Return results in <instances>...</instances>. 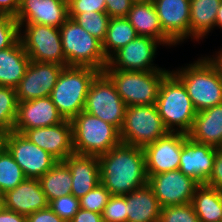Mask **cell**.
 Segmentation results:
<instances>
[{
	"label": "cell",
	"instance_id": "b9f144b4",
	"mask_svg": "<svg viewBox=\"0 0 222 222\" xmlns=\"http://www.w3.org/2000/svg\"><path fill=\"white\" fill-rule=\"evenodd\" d=\"M26 222H66L48 206L26 216Z\"/></svg>",
	"mask_w": 222,
	"mask_h": 222
},
{
	"label": "cell",
	"instance_id": "6da1fadb",
	"mask_svg": "<svg viewBox=\"0 0 222 222\" xmlns=\"http://www.w3.org/2000/svg\"><path fill=\"white\" fill-rule=\"evenodd\" d=\"M99 158L101 184L112 195H125L148 184L144 149L120 142Z\"/></svg>",
	"mask_w": 222,
	"mask_h": 222
},
{
	"label": "cell",
	"instance_id": "ac0fdd59",
	"mask_svg": "<svg viewBox=\"0 0 222 222\" xmlns=\"http://www.w3.org/2000/svg\"><path fill=\"white\" fill-rule=\"evenodd\" d=\"M50 96L18 102L17 118L13 131L23 134L26 130L47 127L63 122Z\"/></svg>",
	"mask_w": 222,
	"mask_h": 222
},
{
	"label": "cell",
	"instance_id": "ba28073f",
	"mask_svg": "<svg viewBox=\"0 0 222 222\" xmlns=\"http://www.w3.org/2000/svg\"><path fill=\"white\" fill-rule=\"evenodd\" d=\"M168 133L156 104L132 105L126 108L120 130L121 142L144 148Z\"/></svg>",
	"mask_w": 222,
	"mask_h": 222
},
{
	"label": "cell",
	"instance_id": "d6986e66",
	"mask_svg": "<svg viewBox=\"0 0 222 222\" xmlns=\"http://www.w3.org/2000/svg\"><path fill=\"white\" fill-rule=\"evenodd\" d=\"M67 0H20L15 17L18 23L49 25L59 28L68 19Z\"/></svg>",
	"mask_w": 222,
	"mask_h": 222
},
{
	"label": "cell",
	"instance_id": "816d5d0a",
	"mask_svg": "<svg viewBox=\"0 0 222 222\" xmlns=\"http://www.w3.org/2000/svg\"><path fill=\"white\" fill-rule=\"evenodd\" d=\"M220 200H221V204H222V190H220ZM222 222V220H221Z\"/></svg>",
	"mask_w": 222,
	"mask_h": 222
},
{
	"label": "cell",
	"instance_id": "4dcf8cb0",
	"mask_svg": "<svg viewBox=\"0 0 222 222\" xmlns=\"http://www.w3.org/2000/svg\"><path fill=\"white\" fill-rule=\"evenodd\" d=\"M26 179L21 167L15 162L9 151L4 148L0 151V193L13 190Z\"/></svg>",
	"mask_w": 222,
	"mask_h": 222
},
{
	"label": "cell",
	"instance_id": "f6af8a7d",
	"mask_svg": "<svg viewBox=\"0 0 222 222\" xmlns=\"http://www.w3.org/2000/svg\"><path fill=\"white\" fill-rule=\"evenodd\" d=\"M0 222H26V216L3 208L0 211Z\"/></svg>",
	"mask_w": 222,
	"mask_h": 222
},
{
	"label": "cell",
	"instance_id": "f1b7e54d",
	"mask_svg": "<svg viewBox=\"0 0 222 222\" xmlns=\"http://www.w3.org/2000/svg\"><path fill=\"white\" fill-rule=\"evenodd\" d=\"M39 182L48 202L64 195L71 194V171L63 161H58L50 170L39 178Z\"/></svg>",
	"mask_w": 222,
	"mask_h": 222
},
{
	"label": "cell",
	"instance_id": "8fae6325",
	"mask_svg": "<svg viewBox=\"0 0 222 222\" xmlns=\"http://www.w3.org/2000/svg\"><path fill=\"white\" fill-rule=\"evenodd\" d=\"M5 148L21 167L26 178L39 179L58 161L21 133H7Z\"/></svg>",
	"mask_w": 222,
	"mask_h": 222
},
{
	"label": "cell",
	"instance_id": "d6a6232c",
	"mask_svg": "<svg viewBox=\"0 0 222 222\" xmlns=\"http://www.w3.org/2000/svg\"><path fill=\"white\" fill-rule=\"evenodd\" d=\"M18 100L16 89L0 86V126L7 132L14 129L17 118Z\"/></svg>",
	"mask_w": 222,
	"mask_h": 222
},
{
	"label": "cell",
	"instance_id": "ffe728a7",
	"mask_svg": "<svg viewBox=\"0 0 222 222\" xmlns=\"http://www.w3.org/2000/svg\"><path fill=\"white\" fill-rule=\"evenodd\" d=\"M217 149L187 137L181 150L179 170L199 184H205L212 173Z\"/></svg>",
	"mask_w": 222,
	"mask_h": 222
},
{
	"label": "cell",
	"instance_id": "7a4b0ae2",
	"mask_svg": "<svg viewBox=\"0 0 222 222\" xmlns=\"http://www.w3.org/2000/svg\"><path fill=\"white\" fill-rule=\"evenodd\" d=\"M171 72L185 86L197 112L222 104V78L206 57Z\"/></svg>",
	"mask_w": 222,
	"mask_h": 222
},
{
	"label": "cell",
	"instance_id": "2e32d148",
	"mask_svg": "<svg viewBox=\"0 0 222 222\" xmlns=\"http://www.w3.org/2000/svg\"><path fill=\"white\" fill-rule=\"evenodd\" d=\"M23 135L52 155L57 161H64L68 156L75 153L72 124L68 119L52 126L26 130Z\"/></svg>",
	"mask_w": 222,
	"mask_h": 222
},
{
	"label": "cell",
	"instance_id": "603a6c76",
	"mask_svg": "<svg viewBox=\"0 0 222 222\" xmlns=\"http://www.w3.org/2000/svg\"><path fill=\"white\" fill-rule=\"evenodd\" d=\"M126 18L140 36L158 40L162 46H175L176 44L164 33L153 1L133 2Z\"/></svg>",
	"mask_w": 222,
	"mask_h": 222
},
{
	"label": "cell",
	"instance_id": "9c48e42d",
	"mask_svg": "<svg viewBox=\"0 0 222 222\" xmlns=\"http://www.w3.org/2000/svg\"><path fill=\"white\" fill-rule=\"evenodd\" d=\"M126 108L114 82L104 71L99 72L89 87L84 111L114 125L120 131Z\"/></svg>",
	"mask_w": 222,
	"mask_h": 222
},
{
	"label": "cell",
	"instance_id": "8d00e7d4",
	"mask_svg": "<svg viewBox=\"0 0 222 222\" xmlns=\"http://www.w3.org/2000/svg\"><path fill=\"white\" fill-rule=\"evenodd\" d=\"M101 216L104 222H127L126 197L124 195H112Z\"/></svg>",
	"mask_w": 222,
	"mask_h": 222
},
{
	"label": "cell",
	"instance_id": "e0dca14e",
	"mask_svg": "<svg viewBox=\"0 0 222 222\" xmlns=\"http://www.w3.org/2000/svg\"><path fill=\"white\" fill-rule=\"evenodd\" d=\"M164 33L177 45L190 39V0H153Z\"/></svg>",
	"mask_w": 222,
	"mask_h": 222
},
{
	"label": "cell",
	"instance_id": "60d3db41",
	"mask_svg": "<svg viewBox=\"0 0 222 222\" xmlns=\"http://www.w3.org/2000/svg\"><path fill=\"white\" fill-rule=\"evenodd\" d=\"M205 185L222 190V148L217 149L212 173Z\"/></svg>",
	"mask_w": 222,
	"mask_h": 222
},
{
	"label": "cell",
	"instance_id": "7c38bea8",
	"mask_svg": "<svg viewBox=\"0 0 222 222\" xmlns=\"http://www.w3.org/2000/svg\"><path fill=\"white\" fill-rule=\"evenodd\" d=\"M148 185L162 208L191 203L200 184L177 169L148 176Z\"/></svg>",
	"mask_w": 222,
	"mask_h": 222
},
{
	"label": "cell",
	"instance_id": "e575fe53",
	"mask_svg": "<svg viewBox=\"0 0 222 222\" xmlns=\"http://www.w3.org/2000/svg\"><path fill=\"white\" fill-rule=\"evenodd\" d=\"M112 194L100 183L79 199L80 208L101 214Z\"/></svg>",
	"mask_w": 222,
	"mask_h": 222
},
{
	"label": "cell",
	"instance_id": "bcb514c9",
	"mask_svg": "<svg viewBox=\"0 0 222 222\" xmlns=\"http://www.w3.org/2000/svg\"><path fill=\"white\" fill-rule=\"evenodd\" d=\"M220 51H217L216 54L205 57L208 59V61L215 67L217 73L222 78V49H219Z\"/></svg>",
	"mask_w": 222,
	"mask_h": 222
},
{
	"label": "cell",
	"instance_id": "f546056e",
	"mask_svg": "<svg viewBox=\"0 0 222 222\" xmlns=\"http://www.w3.org/2000/svg\"><path fill=\"white\" fill-rule=\"evenodd\" d=\"M138 36L126 17L110 18L105 39L102 42L107 59Z\"/></svg>",
	"mask_w": 222,
	"mask_h": 222
},
{
	"label": "cell",
	"instance_id": "74e56055",
	"mask_svg": "<svg viewBox=\"0 0 222 222\" xmlns=\"http://www.w3.org/2000/svg\"><path fill=\"white\" fill-rule=\"evenodd\" d=\"M19 39V24L15 17L0 15V50L11 47Z\"/></svg>",
	"mask_w": 222,
	"mask_h": 222
},
{
	"label": "cell",
	"instance_id": "4316f807",
	"mask_svg": "<svg viewBox=\"0 0 222 222\" xmlns=\"http://www.w3.org/2000/svg\"><path fill=\"white\" fill-rule=\"evenodd\" d=\"M222 0H190V38L199 42L215 28Z\"/></svg>",
	"mask_w": 222,
	"mask_h": 222
},
{
	"label": "cell",
	"instance_id": "44dd1931",
	"mask_svg": "<svg viewBox=\"0 0 222 222\" xmlns=\"http://www.w3.org/2000/svg\"><path fill=\"white\" fill-rule=\"evenodd\" d=\"M48 206L39 179L26 178L13 190L4 193V208L21 215L28 216Z\"/></svg>",
	"mask_w": 222,
	"mask_h": 222
},
{
	"label": "cell",
	"instance_id": "5bb4252c",
	"mask_svg": "<svg viewBox=\"0 0 222 222\" xmlns=\"http://www.w3.org/2000/svg\"><path fill=\"white\" fill-rule=\"evenodd\" d=\"M64 66L30 60L16 89L18 102L48 97L57 83Z\"/></svg>",
	"mask_w": 222,
	"mask_h": 222
},
{
	"label": "cell",
	"instance_id": "ab89813d",
	"mask_svg": "<svg viewBox=\"0 0 222 222\" xmlns=\"http://www.w3.org/2000/svg\"><path fill=\"white\" fill-rule=\"evenodd\" d=\"M105 12L111 18L126 17L133 4L132 0H105Z\"/></svg>",
	"mask_w": 222,
	"mask_h": 222
},
{
	"label": "cell",
	"instance_id": "7bdbcfd3",
	"mask_svg": "<svg viewBox=\"0 0 222 222\" xmlns=\"http://www.w3.org/2000/svg\"><path fill=\"white\" fill-rule=\"evenodd\" d=\"M70 222H104L101 214L79 209Z\"/></svg>",
	"mask_w": 222,
	"mask_h": 222
},
{
	"label": "cell",
	"instance_id": "f35d334b",
	"mask_svg": "<svg viewBox=\"0 0 222 222\" xmlns=\"http://www.w3.org/2000/svg\"><path fill=\"white\" fill-rule=\"evenodd\" d=\"M68 13L105 12V0H67Z\"/></svg>",
	"mask_w": 222,
	"mask_h": 222
},
{
	"label": "cell",
	"instance_id": "277c9868",
	"mask_svg": "<svg viewBox=\"0 0 222 222\" xmlns=\"http://www.w3.org/2000/svg\"><path fill=\"white\" fill-rule=\"evenodd\" d=\"M99 72L91 67L63 68L50 97L64 119L71 120L84 110L89 87Z\"/></svg>",
	"mask_w": 222,
	"mask_h": 222
},
{
	"label": "cell",
	"instance_id": "3957f363",
	"mask_svg": "<svg viewBox=\"0 0 222 222\" xmlns=\"http://www.w3.org/2000/svg\"><path fill=\"white\" fill-rule=\"evenodd\" d=\"M156 106L169 132L187 134L191 130L197 111L185 86L171 71L160 83Z\"/></svg>",
	"mask_w": 222,
	"mask_h": 222
},
{
	"label": "cell",
	"instance_id": "484cf974",
	"mask_svg": "<svg viewBox=\"0 0 222 222\" xmlns=\"http://www.w3.org/2000/svg\"><path fill=\"white\" fill-rule=\"evenodd\" d=\"M124 196L127 202V222H159L161 207L148 184Z\"/></svg>",
	"mask_w": 222,
	"mask_h": 222
},
{
	"label": "cell",
	"instance_id": "d4e9b609",
	"mask_svg": "<svg viewBox=\"0 0 222 222\" xmlns=\"http://www.w3.org/2000/svg\"><path fill=\"white\" fill-rule=\"evenodd\" d=\"M29 63L20 38L11 47L0 50V86L16 88Z\"/></svg>",
	"mask_w": 222,
	"mask_h": 222
},
{
	"label": "cell",
	"instance_id": "7402d4cb",
	"mask_svg": "<svg viewBox=\"0 0 222 222\" xmlns=\"http://www.w3.org/2000/svg\"><path fill=\"white\" fill-rule=\"evenodd\" d=\"M71 171V194L80 199L101 183L99 158L73 153L63 161Z\"/></svg>",
	"mask_w": 222,
	"mask_h": 222
},
{
	"label": "cell",
	"instance_id": "52a82bcc",
	"mask_svg": "<svg viewBox=\"0 0 222 222\" xmlns=\"http://www.w3.org/2000/svg\"><path fill=\"white\" fill-rule=\"evenodd\" d=\"M114 82L121 99L128 106L154 105L163 78L170 70L126 71L104 69Z\"/></svg>",
	"mask_w": 222,
	"mask_h": 222
},
{
	"label": "cell",
	"instance_id": "4fadbf2b",
	"mask_svg": "<svg viewBox=\"0 0 222 222\" xmlns=\"http://www.w3.org/2000/svg\"><path fill=\"white\" fill-rule=\"evenodd\" d=\"M158 45H162L158 40L138 35L108 59L105 69L126 71L166 70L153 62L155 55H157Z\"/></svg>",
	"mask_w": 222,
	"mask_h": 222
},
{
	"label": "cell",
	"instance_id": "681fc988",
	"mask_svg": "<svg viewBox=\"0 0 222 222\" xmlns=\"http://www.w3.org/2000/svg\"><path fill=\"white\" fill-rule=\"evenodd\" d=\"M4 208V194L0 193V211Z\"/></svg>",
	"mask_w": 222,
	"mask_h": 222
},
{
	"label": "cell",
	"instance_id": "5b68a950",
	"mask_svg": "<svg viewBox=\"0 0 222 222\" xmlns=\"http://www.w3.org/2000/svg\"><path fill=\"white\" fill-rule=\"evenodd\" d=\"M70 121L76 154L99 157L121 142L120 131L114 125L84 110Z\"/></svg>",
	"mask_w": 222,
	"mask_h": 222
},
{
	"label": "cell",
	"instance_id": "1f68e13d",
	"mask_svg": "<svg viewBox=\"0 0 222 222\" xmlns=\"http://www.w3.org/2000/svg\"><path fill=\"white\" fill-rule=\"evenodd\" d=\"M68 17L101 42L105 39L111 18L106 12L68 13Z\"/></svg>",
	"mask_w": 222,
	"mask_h": 222
},
{
	"label": "cell",
	"instance_id": "836d02e7",
	"mask_svg": "<svg viewBox=\"0 0 222 222\" xmlns=\"http://www.w3.org/2000/svg\"><path fill=\"white\" fill-rule=\"evenodd\" d=\"M159 222H201L191 203L161 208Z\"/></svg>",
	"mask_w": 222,
	"mask_h": 222
},
{
	"label": "cell",
	"instance_id": "7dc6e473",
	"mask_svg": "<svg viewBox=\"0 0 222 222\" xmlns=\"http://www.w3.org/2000/svg\"><path fill=\"white\" fill-rule=\"evenodd\" d=\"M215 27H219L222 29V1L220 3L219 9L216 15Z\"/></svg>",
	"mask_w": 222,
	"mask_h": 222
},
{
	"label": "cell",
	"instance_id": "9a60e30c",
	"mask_svg": "<svg viewBox=\"0 0 222 222\" xmlns=\"http://www.w3.org/2000/svg\"><path fill=\"white\" fill-rule=\"evenodd\" d=\"M188 135L182 132H169L144 149L147 175L179 169L183 142Z\"/></svg>",
	"mask_w": 222,
	"mask_h": 222
},
{
	"label": "cell",
	"instance_id": "f907efd6",
	"mask_svg": "<svg viewBox=\"0 0 222 222\" xmlns=\"http://www.w3.org/2000/svg\"><path fill=\"white\" fill-rule=\"evenodd\" d=\"M133 2H149V1H153V0H132Z\"/></svg>",
	"mask_w": 222,
	"mask_h": 222
},
{
	"label": "cell",
	"instance_id": "83f0119b",
	"mask_svg": "<svg viewBox=\"0 0 222 222\" xmlns=\"http://www.w3.org/2000/svg\"><path fill=\"white\" fill-rule=\"evenodd\" d=\"M191 204L201 222H221L222 204L219 189L200 184Z\"/></svg>",
	"mask_w": 222,
	"mask_h": 222
},
{
	"label": "cell",
	"instance_id": "c3c4849f",
	"mask_svg": "<svg viewBox=\"0 0 222 222\" xmlns=\"http://www.w3.org/2000/svg\"><path fill=\"white\" fill-rule=\"evenodd\" d=\"M7 131L0 126V151L5 148V140L7 136Z\"/></svg>",
	"mask_w": 222,
	"mask_h": 222
},
{
	"label": "cell",
	"instance_id": "cb8c5ba5",
	"mask_svg": "<svg viewBox=\"0 0 222 222\" xmlns=\"http://www.w3.org/2000/svg\"><path fill=\"white\" fill-rule=\"evenodd\" d=\"M187 135L195 142L222 148V104L197 112Z\"/></svg>",
	"mask_w": 222,
	"mask_h": 222
},
{
	"label": "cell",
	"instance_id": "d590c367",
	"mask_svg": "<svg viewBox=\"0 0 222 222\" xmlns=\"http://www.w3.org/2000/svg\"><path fill=\"white\" fill-rule=\"evenodd\" d=\"M49 207L61 219L70 222L80 209L79 199L73 194L64 195L49 202Z\"/></svg>",
	"mask_w": 222,
	"mask_h": 222
},
{
	"label": "cell",
	"instance_id": "ee69618b",
	"mask_svg": "<svg viewBox=\"0 0 222 222\" xmlns=\"http://www.w3.org/2000/svg\"><path fill=\"white\" fill-rule=\"evenodd\" d=\"M20 8V0H0V15L16 17Z\"/></svg>",
	"mask_w": 222,
	"mask_h": 222
},
{
	"label": "cell",
	"instance_id": "30bf717a",
	"mask_svg": "<svg viewBox=\"0 0 222 222\" xmlns=\"http://www.w3.org/2000/svg\"><path fill=\"white\" fill-rule=\"evenodd\" d=\"M18 24L19 38L30 60L67 67L59 28L31 23Z\"/></svg>",
	"mask_w": 222,
	"mask_h": 222
},
{
	"label": "cell",
	"instance_id": "8992f818",
	"mask_svg": "<svg viewBox=\"0 0 222 222\" xmlns=\"http://www.w3.org/2000/svg\"><path fill=\"white\" fill-rule=\"evenodd\" d=\"M62 49L67 66L91 67L104 71L107 66L102 42L68 18L60 27Z\"/></svg>",
	"mask_w": 222,
	"mask_h": 222
}]
</instances>
